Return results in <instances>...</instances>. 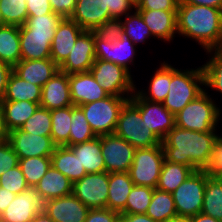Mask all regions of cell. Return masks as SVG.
<instances>
[{"mask_svg":"<svg viewBox=\"0 0 222 222\" xmlns=\"http://www.w3.org/2000/svg\"><path fill=\"white\" fill-rule=\"evenodd\" d=\"M218 137L217 132H197L175 125L161 141L164 158L189 166L194 171L206 170Z\"/></svg>","mask_w":222,"mask_h":222,"instance_id":"1","label":"cell"},{"mask_svg":"<svg viewBox=\"0 0 222 222\" xmlns=\"http://www.w3.org/2000/svg\"><path fill=\"white\" fill-rule=\"evenodd\" d=\"M177 34L194 39L206 51L213 50L222 40V10L179 3Z\"/></svg>","mask_w":222,"mask_h":222,"instance_id":"2","label":"cell"},{"mask_svg":"<svg viewBox=\"0 0 222 222\" xmlns=\"http://www.w3.org/2000/svg\"><path fill=\"white\" fill-rule=\"evenodd\" d=\"M203 85L205 75L202 66L197 69L179 70L171 65V82L168 95L162 102L163 106L176 115L206 90L201 87Z\"/></svg>","mask_w":222,"mask_h":222,"instance_id":"3","label":"cell"},{"mask_svg":"<svg viewBox=\"0 0 222 222\" xmlns=\"http://www.w3.org/2000/svg\"><path fill=\"white\" fill-rule=\"evenodd\" d=\"M210 96L204 91L186 105L175 115V125L191 131L216 132L222 113Z\"/></svg>","mask_w":222,"mask_h":222,"instance_id":"4","label":"cell"},{"mask_svg":"<svg viewBox=\"0 0 222 222\" xmlns=\"http://www.w3.org/2000/svg\"><path fill=\"white\" fill-rule=\"evenodd\" d=\"M135 46L116 24L109 31H94L95 58L121 65L128 71L136 56Z\"/></svg>","mask_w":222,"mask_h":222,"instance_id":"5","label":"cell"},{"mask_svg":"<svg viewBox=\"0 0 222 222\" xmlns=\"http://www.w3.org/2000/svg\"><path fill=\"white\" fill-rule=\"evenodd\" d=\"M131 96H111L78 106L96 136L113 134L119 113Z\"/></svg>","mask_w":222,"mask_h":222,"instance_id":"6","label":"cell"},{"mask_svg":"<svg viewBox=\"0 0 222 222\" xmlns=\"http://www.w3.org/2000/svg\"><path fill=\"white\" fill-rule=\"evenodd\" d=\"M114 133L136 149L149 148L161 144V140L150 131L142 120L139 110L129 100L124 104L119 113Z\"/></svg>","mask_w":222,"mask_h":222,"instance_id":"7","label":"cell"},{"mask_svg":"<svg viewBox=\"0 0 222 222\" xmlns=\"http://www.w3.org/2000/svg\"><path fill=\"white\" fill-rule=\"evenodd\" d=\"M206 170L194 171L172 192L177 216L192 217L201 213L207 180Z\"/></svg>","mask_w":222,"mask_h":222,"instance_id":"8","label":"cell"},{"mask_svg":"<svg viewBox=\"0 0 222 222\" xmlns=\"http://www.w3.org/2000/svg\"><path fill=\"white\" fill-rule=\"evenodd\" d=\"M89 71L108 95L132 96L135 92L131 68L128 71L113 62L95 59Z\"/></svg>","mask_w":222,"mask_h":222,"instance_id":"9","label":"cell"},{"mask_svg":"<svg viewBox=\"0 0 222 222\" xmlns=\"http://www.w3.org/2000/svg\"><path fill=\"white\" fill-rule=\"evenodd\" d=\"M164 160L161 144L149 148H137L128 171L134 185L156 189Z\"/></svg>","mask_w":222,"mask_h":222,"instance_id":"10","label":"cell"},{"mask_svg":"<svg viewBox=\"0 0 222 222\" xmlns=\"http://www.w3.org/2000/svg\"><path fill=\"white\" fill-rule=\"evenodd\" d=\"M70 19L86 31H109L115 25L110 18L107 0H76Z\"/></svg>","mask_w":222,"mask_h":222,"instance_id":"11","label":"cell"},{"mask_svg":"<svg viewBox=\"0 0 222 222\" xmlns=\"http://www.w3.org/2000/svg\"><path fill=\"white\" fill-rule=\"evenodd\" d=\"M129 101L139 110L142 120L150 131L161 141L175 126V115L168 111L163 103L145 100L136 92Z\"/></svg>","mask_w":222,"mask_h":222,"instance_id":"12","label":"cell"},{"mask_svg":"<svg viewBox=\"0 0 222 222\" xmlns=\"http://www.w3.org/2000/svg\"><path fill=\"white\" fill-rule=\"evenodd\" d=\"M109 173H89L73 183L72 193L89 209L107 208Z\"/></svg>","mask_w":222,"mask_h":222,"instance_id":"13","label":"cell"},{"mask_svg":"<svg viewBox=\"0 0 222 222\" xmlns=\"http://www.w3.org/2000/svg\"><path fill=\"white\" fill-rule=\"evenodd\" d=\"M101 151L107 173L128 172L136 148L113 133L101 136Z\"/></svg>","mask_w":222,"mask_h":222,"instance_id":"14","label":"cell"},{"mask_svg":"<svg viewBox=\"0 0 222 222\" xmlns=\"http://www.w3.org/2000/svg\"><path fill=\"white\" fill-rule=\"evenodd\" d=\"M44 212L45 200L34 188H28L17 194L0 214V222H31L38 213Z\"/></svg>","mask_w":222,"mask_h":222,"instance_id":"15","label":"cell"},{"mask_svg":"<svg viewBox=\"0 0 222 222\" xmlns=\"http://www.w3.org/2000/svg\"><path fill=\"white\" fill-rule=\"evenodd\" d=\"M19 159L28 157H51L56 145L51 137L36 136L21 128L11 130L7 140Z\"/></svg>","mask_w":222,"mask_h":222,"instance_id":"16","label":"cell"},{"mask_svg":"<svg viewBox=\"0 0 222 222\" xmlns=\"http://www.w3.org/2000/svg\"><path fill=\"white\" fill-rule=\"evenodd\" d=\"M95 59L94 31L84 30L78 36L68 57L59 66V71L68 75L87 72Z\"/></svg>","mask_w":222,"mask_h":222,"instance_id":"17","label":"cell"},{"mask_svg":"<svg viewBox=\"0 0 222 222\" xmlns=\"http://www.w3.org/2000/svg\"><path fill=\"white\" fill-rule=\"evenodd\" d=\"M89 210L73 193L45 201V213L54 222H84Z\"/></svg>","mask_w":222,"mask_h":222,"instance_id":"18","label":"cell"},{"mask_svg":"<svg viewBox=\"0 0 222 222\" xmlns=\"http://www.w3.org/2000/svg\"><path fill=\"white\" fill-rule=\"evenodd\" d=\"M69 85L71 101L74 106L88 104L108 96L90 71L70 74Z\"/></svg>","mask_w":222,"mask_h":222,"instance_id":"19","label":"cell"},{"mask_svg":"<svg viewBox=\"0 0 222 222\" xmlns=\"http://www.w3.org/2000/svg\"><path fill=\"white\" fill-rule=\"evenodd\" d=\"M69 75L58 71L41 89L40 106L54 110L72 106Z\"/></svg>","mask_w":222,"mask_h":222,"instance_id":"20","label":"cell"},{"mask_svg":"<svg viewBox=\"0 0 222 222\" xmlns=\"http://www.w3.org/2000/svg\"><path fill=\"white\" fill-rule=\"evenodd\" d=\"M84 30L70 18H64L55 30L51 44V59L60 66L68 57L78 36Z\"/></svg>","mask_w":222,"mask_h":222,"instance_id":"21","label":"cell"},{"mask_svg":"<svg viewBox=\"0 0 222 222\" xmlns=\"http://www.w3.org/2000/svg\"><path fill=\"white\" fill-rule=\"evenodd\" d=\"M59 71V66L51 59L21 60L13 67V72L22 80L41 88Z\"/></svg>","mask_w":222,"mask_h":222,"instance_id":"22","label":"cell"},{"mask_svg":"<svg viewBox=\"0 0 222 222\" xmlns=\"http://www.w3.org/2000/svg\"><path fill=\"white\" fill-rule=\"evenodd\" d=\"M153 37L170 42L177 34V11L137 10Z\"/></svg>","mask_w":222,"mask_h":222,"instance_id":"23","label":"cell"},{"mask_svg":"<svg viewBox=\"0 0 222 222\" xmlns=\"http://www.w3.org/2000/svg\"><path fill=\"white\" fill-rule=\"evenodd\" d=\"M51 35L31 34L25 25L20 26L21 60L51 58Z\"/></svg>","mask_w":222,"mask_h":222,"instance_id":"24","label":"cell"},{"mask_svg":"<svg viewBox=\"0 0 222 222\" xmlns=\"http://www.w3.org/2000/svg\"><path fill=\"white\" fill-rule=\"evenodd\" d=\"M78 157L81 167H84L87 174L105 172V161L101 151V136L68 146Z\"/></svg>","mask_w":222,"mask_h":222,"instance_id":"25","label":"cell"},{"mask_svg":"<svg viewBox=\"0 0 222 222\" xmlns=\"http://www.w3.org/2000/svg\"><path fill=\"white\" fill-rule=\"evenodd\" d=\"M73 183L52 165L34 189L47 201L72 194Z\"/></svg>","mask_w":222,"mask_h":222,"instance_id":"26","label":"cell"},{"mask_svg":"<svg viewBox=\"0 0 222 222\" xmlns=\"http://www.w3.org/2000/svg\"><path fill=\"white\" fill-rule=\"evenodd\" d=\"M108 184L107 208L120 214L125 209L134 182L128 172H112Z\"/></svg>","mask_w":222,"mask_h":222,"instance_id":"27","label":"cell"},{"mask_svg":"<svg viewBox=\"0 0 222 222\" xmlns=\"http://www.w3.org/2000/svg\"><path fill=\"white\" fill-rule=\"evenodd\" d=\"M51 165L65 175L72 183L82 179L86 174L78 157L66 146H56L51 155Z\"/></svg>","mask_w":222,"mask_h":222,"instance_id":"28","label":"cell"},{"mask_svg":"<svg viewBox=\"0 0 222 222\" xmlns=\"http://www.w3.org/2000/svg\"><path fill=\"white\" fill-rule=\"evenodd\" d=\"M0 61L12 67L21 61L20 26H0Z\"/></svg>","mask_w":222,"mask_h":222,"instance_id":"29","label":"cell"},{"mask_svg":"<svg viewBox=\"0 0 222 222\" xmlns=\"http://www.w3.org/2000/svg\"><path fill=\"white\" fill-rule=\"evenodd\" d=\"M3 119L10 132L21 128L40 106L30 101H0Z\"/></svg>","mask_w":222,"mask_h":222,"instance_id":"30","label":"cell"},{"mask_svg":"<svg viewBox=\"0 0 222 222\" xmlns=\"http://www.w3.org/2000/svg\"><path fill=\"white\" fill-rule=\"evenodd\" d=\"M41 87L22 80L12 72L9 76L6 92L0 101H30L40 105Z\"/></svg>","mask_w":222,"mask_h":222,"instance_id":"31","label":"cell"},{"mask_svg":"<svg viewBox=\"0 0 222 222\" xmlns=\"http://www.w3.org/2000/svg\"><path fill=\"white\" fill-rule=\"evenodd\" d=\"M170 82L171 65L164 61L151 78L148 91L135 89V92L145 100L162 103L168 95Z\"/></svg>","mask_w":222,"mask_h":222,"instance_id":"32","label":"cell"},{"mask_svg":"<svg viewBox=\"0 0 222 222\" xmlns=\"http://www.w3.org/2000/svg\"><path fill=\"white\" fill-rule=\"evenodd\" d=\"M193 172L194 170L189 166L164 160L156 189L172 193Z\"/></svg>","mask_w":222,"mask_h":222,"instance_id":"33","label":"cell"},{"mask_svg":"<svg viewBox=\"0 0 222 222\" xmlns=\"http://www.w3.org/2000/svg\"><path fill=\"white\" fill-rule=\"evenodd\" d=\"M52 127L51 138L56 146H65L69 142L72 106L50 110Z\"/></svg>","mask_w":222,"mask_h":222,"instance_id":"34","label":"cell"},{"mask_svg":"<svg viewBox=\"0 0 222 222\" xmlns=\"http://www.w3.org/2000/svg\"><path fill=\"white\" fill-rule=\"evenodd\" d=\"M146 214L155 221L166 222L177 216L172 193L154 189Z\"/></svg>","mask_w":222,"mask_h":222,"instance_id":"35","label":"cell"},{"mask_svg":"<svg viewBox=\"0 0 222 222\" xmlns=\"http://www.w3.org/2000/svg\"><path fill=\"white\" fill-rule=\"evenodd\" d=\"M122 20L116 23V25L129 36L135 45L144 43L146 39L152 36L149 27L145 24L141 14L136 9L132 14L129 13L126 15L125 20Z\"/></svg>","mask_w":222,"mask_h":222,"instance_id":"36","label":"cell"},{"mask_svg":"<svg viewBox=\"0 0 222 222\" xmlns=\"http://www.w3.org/2000/svg\"><path fill=\"white\" fill-rule=\"evenodd\" d=\"M21 171L30 188L40 181L51 166V157H28L19 159Z\"/></svg>","mask_w":222,"mask_h":222,"instance_id":"37","label":"cell"},{"mask_svg":"<svg viewBox=\"0 0 222 222\" xmlns=\"http://www.w3.org/2000/svg\"><path fill=\"white\" fill-rule=\"evenodd\" d=\"M201 213L222 221V188L213 177L207 180Z\"/></svg>","mask_w":222,"mask_h":222,"instance_id":"38","label":"cell"},{"mask_svg":"<svg viewBox=\"0 0 222 222\" xmlns=\"http://www.w3.org/2000/svg\"><path fill=\"white\" fill-rule=\"evenodd\" d=\"M71 122L69 142L65 145L66 147L83 143L97 137L86 120L83 111L78 106L72 105Z\"/></svg>","mask_w":222,"mask_h":222,"instance_id":"39","label":"cell"},{"mask_svg":"<svg viewBox=\"0 0 222 222\" xmlns=\"http://www.w3.org/2000/svg\"><path fill=\"white\" fill-rule=\"evenodd\" d=\"M153 192L151 187L134 185L128 195L125 209L120 214H146Z\"/></svg>","mask_w":222,"mask_h":222,"instance_id":"40","label":"cell"},{"mask_svg":"<svg viewBox=\"0 0 222 222\" xmlns=\"http://www.w3.org/2000/svg\"><path fill=\"white\" fill-rule=\"evenodd\" d=\"M0 13L3 24L22 26L28 17L26 0H0Z\"/></svg>","mask_w":222,"mask_h":222,"instance_id":"41","label":"cell"},{"mask_svg":"<svg viewBox=\"0 0 222 222\" xmlns=\"http://www.w3.org/2000/svg\"><path fill=\"white\" fill-rule=\"evenodd\" d=\"M63 19V16L52 12L42 16H28L24 25L31 30V34L51 35L54 38L55 30Z\"/></svg>","mask_w":222,"mask_h":222,"instance_id":"42","label":"cell"},{"mask_svg":"<svg viewBox=\"0 0 222 222\" xmlns=\"http://www.w3.org/2000/svg\"><path fill=\"white\" fill-rule=\"evenodd\" d=\"M51 127L52 120L50 110L39 106L21 129L36 136L51 137Z\"/></svg>","mask_w":222,"mask_h":222,"instance_id":"43","label":"cell"},{"mask_svg":"<svg viewBox=\"0 0 222 222\" xmlns=\"http://www.w3.org/2000/svg\"><path fill=\"white\" fill-rule=\"evenodd\" d=\"M206 53H209L211 58L202 65L205 75L204 86L212 88L222 95V59L213 50L206 51Z\"/></svg>","mask_w":222,"mask_h":222,"instance_id":"44","label":"cell"},{"mask_svg":"<svg viewBox=\"0 0 222 222\" xmlns=\"http://www.w3.org/2000/svg\"><path fill=\"white\" fill-rule=\"evenodd\" d=\"M0 187L5 188L16 195L30 188L19 165L9 169L0 176Z\"/></svg>","mask_w":222,"mask_h":222,"instance_id":"45","label":"cell"},{"mask_svg":"<svg viewBox=\"0 0 222 222\" xmlns=\"http://www.w3.org/2000/svg\"><path fill=\"white\" fill-rule=\"evenodd\" d=\"M110 18L116 24L122 16L132 13V9H136V5L131 0H107Z\"/></svg>","mask_w":222,"mask_h":222,"instance_id":"46","label":"cell"},{"mask_svg":"<svg viewBox=\"0 0 222 222\" xmlns=\"http://www.w3.org/2000/svg\"><path fill=\"white\" fill-rule=\"evenodd\" d=\"M19 164L18 155L8 141L0 143V176Z\"/></svg>","mask_w":222,"mask_h":222,"instance_id":"47","label":"cell"},{"mask_svg":"<svg viewBox=\"0 0 222 222\" xmlns=\"http://www.w3.org/2000/svg\"><path fill=\"white\" fill-rule=\"evenodd\" d=\"M179 0H140L136 10L177 11Z\"/></svg>","mask_w":222,"mask_h":222,"instance_id":"48","label":"cell"},{"mask_svg":"<svg viewBox=\"0 0 222 222\" xmlns=\"http://www.w3.org/2000/svg\"><path fill=\"white\" fill-rule=\"evenodd\" d=\"M120 214L108 208L90 209L84 222H118Z\"/></svg>","mask_w":222,"mask_h":222,"instance_id":"49","label":"cell"},{"mask_svg":"<svg viewBox=\"0 0 222 222\" xmlns=\"http://www.w3.org/2000/svg\"><path fill=\"white\" fill-rule=\"evenodd\" d=\"M206 171L210 177L222 173V136L220 135L215 143L211 162Z\"/></svg>","mask_w":222,"mask_h":222,"instance_id":"50","label":"cell"},{"mask_svg":"<svg viewBox=\"0 0 222 222\" xmlns=\"http://www.w3.org/2000/svg\"><path fill=\"white\" fill-rule=\"evenodd\" d=\"M28 16H42L52 13L49 0H26Z\"/></svg>","mask_w":222,"mask_h":222,"instance_id":"51","label":"cell"},{"mask_svg":"<svg viewBox=\"0 0 222 222\" xmlns=\"http://www.w3.org/2000/svg\"><path fill=\"white\" fill-rule=\"evenodd\" d=\"M54 13L70 18L76 6V0H49Z\"/></svg>","mask_w":222,"mask_h":222,"instance_id":"52","label":"cell"},{"mask_svg":"<svg viewBox=\"0 0 222 222\" xmlns=\"http://www.w3.org/2000/svg\"><path fill=\"white\" fill-rule=\"evenodd\" d=\"M13 72V67L5 62L0 61V100L3 98L8 79L10 74Z\"/></svg>","mask_w":222,"mask_h":222,"instance_id":"53","label":"cell"},{"mask_svg":"<svg viewBox=\"0 0 222 222\" xmlns=\"http://www.w3.org/2000/svg\"><path fill=\"white\" fill-rule=\"evenodd\" d=\"M16 197V194L0 187V214H2L10 202Z\"/></svg>","mask_w":222,"mask_h":222,"instance_id":"54","label":"cell"},{"mask_svg":"<svg viewBox=\"0 0 222 222\" xmlns=\"http://www.w3.org/2000/svg\"><path fill=\"white\" fill-rule=\"evenodd\" d=\"M120 220L122 222H158L147 214H120Z\"/></svg>","mask_w":222,"mask_h":222,"instance_id":"55","label":"cell"},{"mask_svg":"<svg viewBox=\"0 0 222 222\" xmlns=\"http://www.w3.org/2000/svg\"><path fill=\"white\" fill-rule=\"evenodd\" d=\"M179 3L202 5L222 10V0H179Z\"/></svg>","mask_w":222,"mask_h":222,"instance_id":"56","label":"cell"},{"mask_svg":"<svg viewBox=\"0 0 222 222\" xmlns=\"http://www.w3.org/2000/svg\"><path fill=\"white\" fill-rule=\"evenodd\" d=\"M9 131L5 126V122L3 119V112L0 104V143L8 140Z\"/></svg>","mask_w":222,"mask_h":222,"instance_id":"57","label":"cell"},{"mask_svg":"<svg viewBox=\"0 0 222 222\" xmlns=\"http://www.w3.org/2000/svg\"><path fill=\"white\" fill-rule=\"evenodd\" d=\"M191 222H222V221L217 220L211 216H207L203 213H198L197 215L191 217Z\"/></svg>","mask_w":222,"mask_h":222,"instance_id":"58","label":"cell"},{"mask_svg":"<svg viewBox=\"0 0 222 222\" xmlns=\"http://www.w3.org/2000/svg\"><path fill=\"white\" fill-rule=\"evenodd\" d=\"M31 222H54L45 212L38 213Z\"/></svg>","mask_w":222,"mask_h":222,"instance_id":"59","label":"cell"},{"mask_svg":"<svg viewBox=\"0 0 222 222\" xmlns=\"http://www.w3.org/2000/svg\"><path fill=\"white\" fill-rule=\"evenodd\" d=\"M166 222H191V217L175 216L168 219Z\"/></svg>","mask_w":222,"mask_h":222,"instance_id":"60","label":"cell"},{"mask_svg":"<svg viewBox=\"0 0 222 222\" xmlns=\"http://www.w3.org/2000/svg\"><path fill=\"white\" fill-rule=\"evenodd\" d=\"M213 51L222 59V40L220 43L213 49Z\"/></svg>","mask_w":222,"mask_h":222,"instance_id":"61","label":"cell"},{"mask_svg":"<svg viewBox=\"0 0 222 222\" xmlns=\"http://www.w3.org/2000/svg\"><path fill=\"white\" fill-rule=\"evenodd\" d=\"M212 177L219 183V185L222 188V173L221 174L213 175Z\"/></svg>","mask_w":222,"mask_h":222,"instance_id":"62","label":"cell"},{"mask_svg":"<svg viewBox=\"0 0 222 222\" xmlns=\"http://www.w3.org/2000/svg\"><path fill=\"white\" fill-rule=\"evenodd\" d=\"M3 25V21H2V16H1V13H0V26Z\"/></svg>","mask_w":222,"mask_h":222,"instance_id":"63","label":"cell"},{"mask_svg":"<svg viewBox=\"0 0 222 222\" xmlns=\"http://www.w3.org/2000/svg\"><path fill=\"white\" fill-rule=\"evenodd\" d=\"M132 2H134L135 5H137V3L140 1V0H131Z\"/></svg>","mask_w":222,"mask_h":222,"instance_id":"64","label":"cell"}]
</instances>
